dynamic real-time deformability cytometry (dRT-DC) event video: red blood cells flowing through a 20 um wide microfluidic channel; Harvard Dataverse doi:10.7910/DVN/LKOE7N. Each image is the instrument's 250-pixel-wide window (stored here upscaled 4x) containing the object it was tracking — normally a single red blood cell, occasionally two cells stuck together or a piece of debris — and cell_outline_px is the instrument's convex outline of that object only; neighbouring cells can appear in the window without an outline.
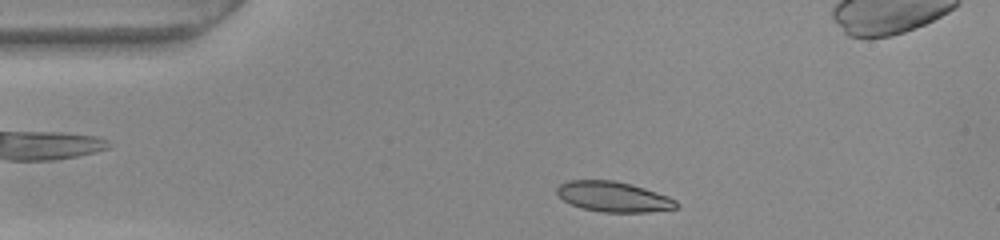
{"species": "common noctule bat (a hibernating species)", "species_latin": "Nyctalus noctula", "temperature_condition": "warm", "stored_images_in_passage": 12, "camera_frame_rate_fps": 3000, "um_per_image_px": 0.085, "animal": {"sex": "female", "body_mass_g": 22.0, "forearm_length_mm": 56.7}, "frame": {"image": 1, "passage_image": 3, "time_ms": 0.667, "image_size_px": [1000, 240], "cell_outline_px": [[680, 204], [676, 208], [648, 212], [600, 212], [584, 208], [572, 204], [564, 200], [556, 192], [556, 188], [560, 184], [568, 180], [612, 180], [632, 184], [668, 196], [676, 200]], "centroid_in_image_um": [52.16, 16.72], "position_along_channel_um": 32.8, "area_um2": 20.98}}